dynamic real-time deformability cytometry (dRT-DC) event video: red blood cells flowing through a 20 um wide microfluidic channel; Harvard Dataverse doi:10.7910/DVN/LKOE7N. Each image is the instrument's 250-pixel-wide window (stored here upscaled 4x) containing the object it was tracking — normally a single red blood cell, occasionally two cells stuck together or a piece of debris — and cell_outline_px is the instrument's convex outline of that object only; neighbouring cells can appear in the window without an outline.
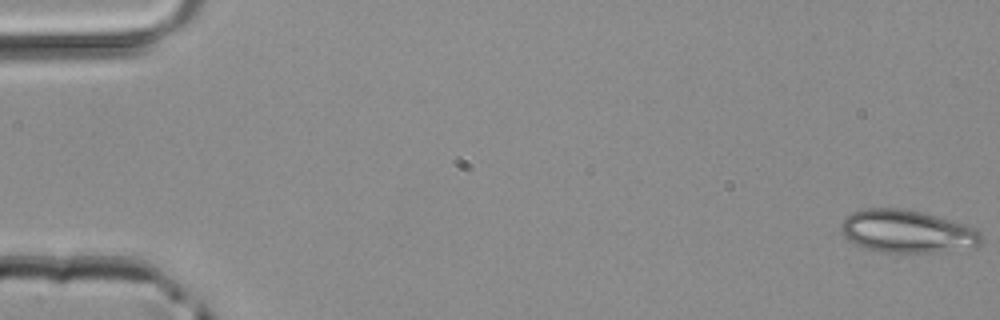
{"species": "common noctule bat (a hibernating species)", "species_latin": "Nyctalus noctula", "temperature_condition": "room temperature", "stored_images_in_passage": 47, "camera_frame_rate_fps": 3000, "um_per_image_px": 0.085, "animal": {"sex": "male", "body_mass_g": 20.4}, "frame": {"image": 1, "passage_image": 1, "time_ms": 0.0, "image_size_px": [1000, 320], "cell_outline_px": [[984, 240], [976, 248], [912, 256], [880, 252], [864, 248], [848, 240], [844, 236], [840, 228], [840, 224], [844, 216], [852, 212], [868, 208], [900, 208], [920, 212], [936, 216], [964, 224], [976, 228], [980, 232]], "centroid_in_image_um": [77.13, 19.73], "position_along_channel_um": 7.9, "area_um2": 36.3}}
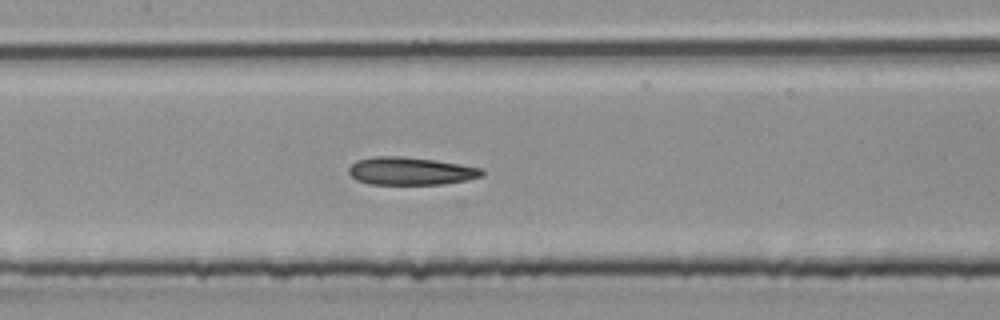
{"frame": {"image": 2, "passage_image": 23, "time_ms": 7.333, "image_size_px": [1000, 320], "cell_outline_px": [[484, 176], [444, 184], [368, 184], [356, 180], [348, 172], [348, 168], [356, 160], [376, 156], [404, 156], [436, 160], [484, 168]], "centroid_in_image_um": [34.91, 14.53], "position_along_channel_um": 172.5, "area_um2": 21.73}}
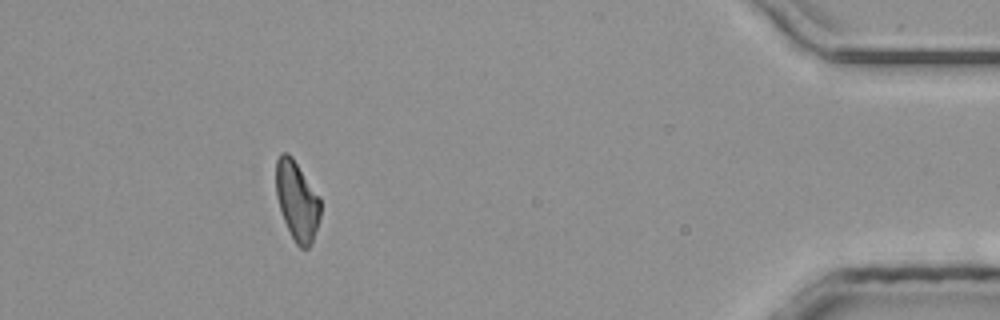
{"frame": {"image": 3, "passage_image": 43, "time_ms": 14.0, "image_size_px": [1000, 320], "cell_outline_px": [[320, 216], [312, 244], [308, 248], [300, 248], [296, 244], [280, 212], [276, 196], [276, 160], [280, 152], [288, 152], [292, 156], [320, 196]], "centroid_in_image_um": [25.24, 17.04], "position_along_channel_um": 410.0, "area_um2": 20.75}}